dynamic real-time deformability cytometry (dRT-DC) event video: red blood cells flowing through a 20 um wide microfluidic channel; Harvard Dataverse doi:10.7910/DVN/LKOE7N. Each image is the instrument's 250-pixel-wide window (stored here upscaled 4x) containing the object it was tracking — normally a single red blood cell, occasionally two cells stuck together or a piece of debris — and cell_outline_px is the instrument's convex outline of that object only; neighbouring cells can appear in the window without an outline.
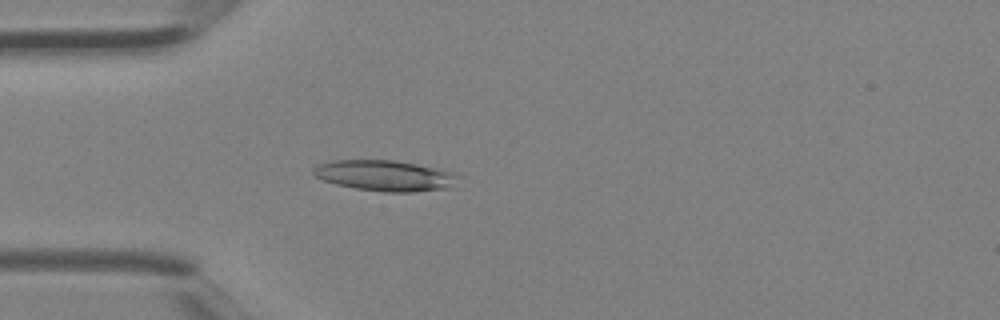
{"species": "Egyptian fruit bat (a non-hibernating species)", "species_latin": "Rousettus aegyptiacus", "temperature_condition": "room temperature", "stored_images_in_passage": 4, "camera_frame_rate_fps": 3000, "um_per_image_px": 0.085, "animal": {"sex": "female"}, "frame": {"image": 1, "passage_image": 4, "time_ms": 1.0, "image_size_px": [1000, 320], "cell_outline_px": [[460, 176], [456, 188], [412, 192], [384, 192], [356, 188], [336, 184], [312, 176], [312, 168], [316, 164], [332, 160], [396, 160], [456, 172]], "centroid_in_image_um": [32.77, 14.93], "position_along_channel_um": 52.2, "area_um2": 26.53}}